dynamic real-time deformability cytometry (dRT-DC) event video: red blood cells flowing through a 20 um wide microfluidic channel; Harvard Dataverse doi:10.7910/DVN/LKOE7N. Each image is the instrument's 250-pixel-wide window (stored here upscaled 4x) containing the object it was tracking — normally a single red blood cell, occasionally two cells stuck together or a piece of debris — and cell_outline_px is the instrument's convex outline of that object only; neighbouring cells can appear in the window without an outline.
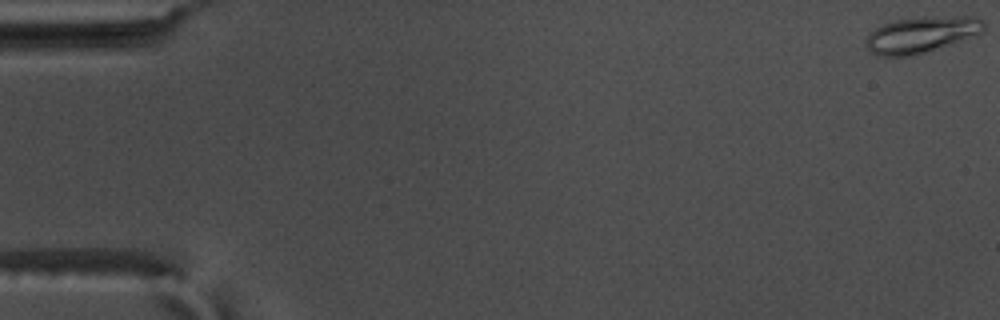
{"species": "common noctule bat (a hibernating species)", "species_latin": "Nyctalus noctula", "temperature_condition": "warm", "stored_images_in_passage": 16, "camera_frame_rate_fps": 3000, "um_per_image_px": 0.085, "animal": {"sex": "male", "body_mass_g": 17.5, "forearm_length_mm": 52.3}, "frame": {"image": 1, "passage_image": 1, "time_ms": 0.0, "image_size_px": [1000, 320], "cell_outline_px": [[984, 32], [924, 52], [908, 56], [880, 56], [872, 52], [864, 44], [864, 40], [868, 32], [880, 24], [896, 20], [924, 16], [976, 16], [984, 20]], "centroid_in_image_um": [78.27, 2.91], "position_along_channel_um": 6.7, "area_um2": 24.97}}